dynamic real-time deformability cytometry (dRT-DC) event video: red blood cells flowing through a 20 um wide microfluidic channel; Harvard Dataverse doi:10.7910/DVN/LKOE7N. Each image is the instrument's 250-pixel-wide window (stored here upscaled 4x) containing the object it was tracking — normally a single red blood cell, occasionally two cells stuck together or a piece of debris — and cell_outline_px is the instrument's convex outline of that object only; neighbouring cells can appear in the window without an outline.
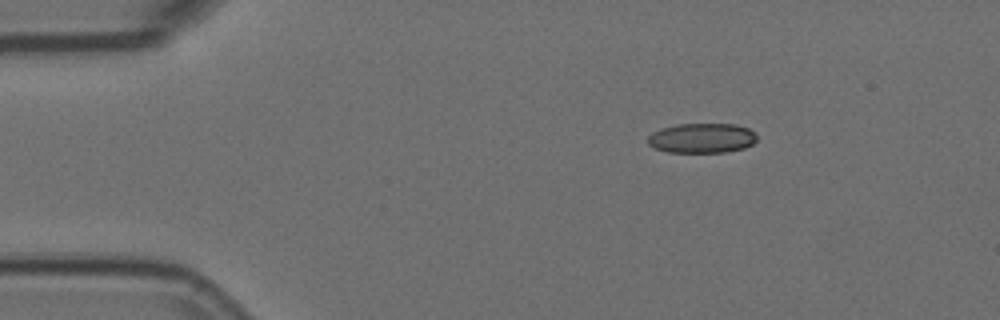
{"species": "Egyptian fruit bat (a non-hibernating species)", "species_latin": "Rousettus aegyptiacus", "temperature_condition": "room temperature", "stored_images_in_passage": 5, "camera_frame_rate_fps": 3000, "um_per_image_px": 0.085, "animal": {"sex": "female"}, "frame": {"image": 1, "passage_image": 5, "time_ms": 1.333, "image_size_px": [1000, 320], "cell_outline_px": [[756, 140], [752, 144], [744, 148], [728, 152], [668, 152], [656, 148], [648, 144], [648, 136], [652, 132], [660, 128], [676, 124], [736, 124], [748, 128], [756, 132]], "centroid_in_image_um": [59.67, 11.73], "position_along_channel_um": 25.3, "area_um2": 19.07}}